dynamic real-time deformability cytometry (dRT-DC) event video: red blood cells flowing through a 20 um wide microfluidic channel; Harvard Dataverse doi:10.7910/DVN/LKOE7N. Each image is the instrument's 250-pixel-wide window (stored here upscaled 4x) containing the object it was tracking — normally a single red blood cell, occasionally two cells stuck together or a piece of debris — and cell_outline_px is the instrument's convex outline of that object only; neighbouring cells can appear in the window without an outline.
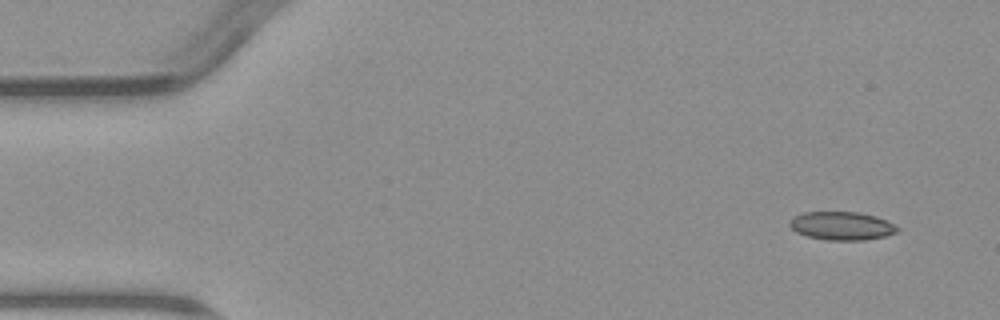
{"species": "common noctule bat (a hibernating species)", "species_latin": "Nyctalus noctula", "temperature_condition": "warm", "stored_images_in_passage": 4, "camera_frame_rate_fps": 3000, "um_per_image_px": 0.085, "animal": {"sex": "male", "body_mass_g": 23.1, "forearm_length_mm": 52.7}, "frame": {"image": 1, "passage_image": 1, "time_ms": 0.0, "image_size_px": [1000, 320], "cell_outline_px": [[900, 232], [884, 236], [864, 240], [828, 240], [808, 236], [796, 232], [788, 224], [788, 220], [804, 212], [860, 212], [876, 216], [896, 224], [900, 228]], "centroid_in_image_um": [71.59, 19.19], "position_along_channel_um": 13.4, "area_um2": 17.92}}
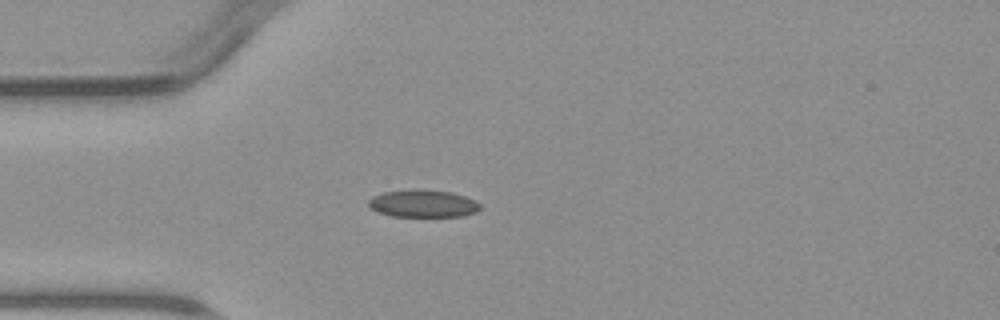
{"frame": {"image": 2, "passage_image": 4, "time_ms": 3.667, "image_size_px": [1000, 320], "cell_outline_px": [[480, 208], [476, 212], [464, 216], [392, 216], [380, 212], [372, 208], [368, 204], [368, 200], [372, 196], [384, 192], [452, 192], [476, 200], [480, 204]], "centroid_in_image_um": [36.01, 17.35], "position_along_channel_um": 49.0, "area_um2": 16.94}}